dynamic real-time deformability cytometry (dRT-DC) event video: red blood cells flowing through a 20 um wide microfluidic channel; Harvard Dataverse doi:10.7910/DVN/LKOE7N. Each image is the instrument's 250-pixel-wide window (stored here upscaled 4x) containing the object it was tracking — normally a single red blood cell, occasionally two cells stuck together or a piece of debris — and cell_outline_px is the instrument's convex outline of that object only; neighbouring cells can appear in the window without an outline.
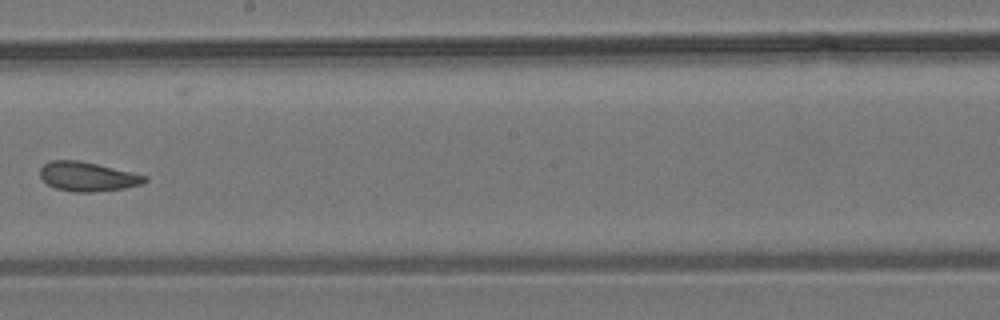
{"species": "common noctule bat (a hibernating species)", "species_latin": "Nyctalus noctula", "temperature_condition": "room temperature", "stored_images_in_passage": 10, "camera_frame_rate_fps": 3000, "um_per_image_px": 0.085, "animal": {"sex": "male", "body_mass_g": 19.2, "forearm_length_mm": 51.8}, "frame": {"image": 1, "passage_image": 9, "time_ms": 9.333, "image_size_px": [1000, 320], "cell_outline_px": [[148, 180], [140, 184], [124, 188], [92, 192], [76, 192], [56, 188], [48, 184], [40, 176], [40, 168], [48, 160], [80, 160], [148, 176]], "centroid_in_image_um": [7.43, 15.0], "position_along_channel_um": 240.8, "area_um2": 17.74}}
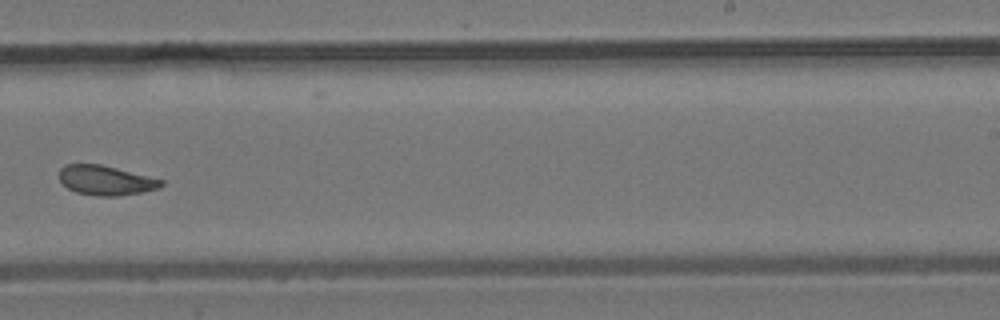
{"frame": {"image": 2, "passage_image": 10, "time_ms": 10.333, "image_size_px": [1000, 320], "cell_outline_px": [[164, 184], [160, 188], [120, 196], [96, 196], [76, 192], [68, 188], [60, 180], [60, 168], [64, 164], [100, 164], [164, 180]], "centroid_in_image_um": [8.99, 15.33], "position_along_channel_um": 280.0, "area_um2": 17.51}}